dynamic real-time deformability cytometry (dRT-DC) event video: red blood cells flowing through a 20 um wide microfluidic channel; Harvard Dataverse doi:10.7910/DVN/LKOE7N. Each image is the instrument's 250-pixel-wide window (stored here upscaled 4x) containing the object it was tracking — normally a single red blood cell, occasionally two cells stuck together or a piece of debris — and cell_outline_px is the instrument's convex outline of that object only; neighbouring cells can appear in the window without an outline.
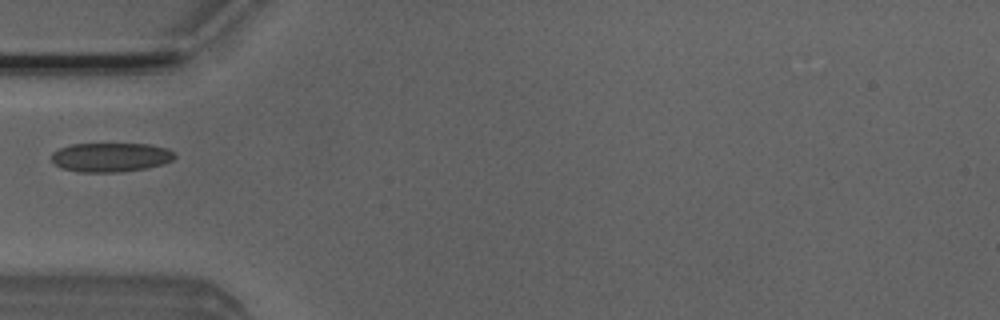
{"species": "Egyptian fruit bat (a non-hibernating species)", "species_latin": "Rousettus aegyptiacus", "temperature_condition": "room temperature", "stored_images_in_passage": 36, "camera_frame_rate_fps": 3000, "um_per_image_px": 0.085, "animal": {"sex": "male"}, "frame": {"image": 1, "passage_image": 1, "time_ms": 0.0, "image_size_px": [1000, 320], "cell_outline_px": [[176, 156], [172, 160], [164, 164], [148, 168], [120, 172], [80, 172], [60, 168], [52, 160], [52, 152], [60, 148], [72, 144], [148, 144], [168, 148], [176, 152]], "centroid_in_image_um": [9.45, 13.37], "position_along_channel_um": 75.6, "area_um2": 21.1}}
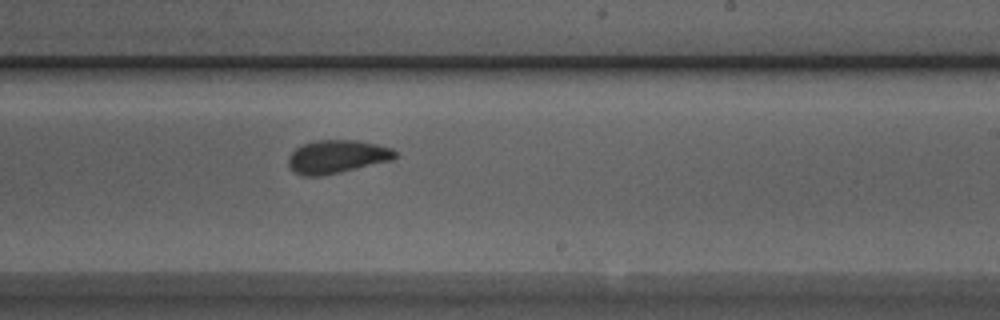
{"frame": {"image": 2, "passage_image": 15, "time_ms": 4.667, "image_size_px": [1000, 320], "cell_outline_px": [[396, 156], [392, 160], [340, 172], [320, 176], [300, 176], [292, 172], [288, 168], [288, 156], [296, 148], [304, 144], [316, 140], [356, 140], [376, 144], [392, 148], [396, 152]], "centroid_in_image_um": [28.59, 13.33], "position_along_channel_um": 260.4, "area_um2": 20.75}}
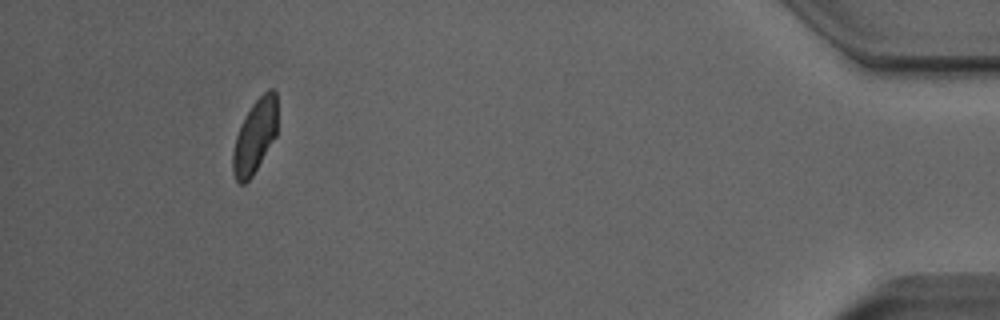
{"frame": {"image": 3, "passage_image": 32, "time_ms": 10.333, "image_size_px": [1000, 320], "cell_outline_px": [[276, 136], [252, 176], [244, 184], [240, 184], [236, 180], [232, 172], [232, 152], [236, 136], [240, 124], [252, 104], [268, 88], [272, 88], [276, 92]], "centroid_in_image_um": [21.64, 11.59], "position_along_channel_um": 413.6, "area_um2": 19.07}}